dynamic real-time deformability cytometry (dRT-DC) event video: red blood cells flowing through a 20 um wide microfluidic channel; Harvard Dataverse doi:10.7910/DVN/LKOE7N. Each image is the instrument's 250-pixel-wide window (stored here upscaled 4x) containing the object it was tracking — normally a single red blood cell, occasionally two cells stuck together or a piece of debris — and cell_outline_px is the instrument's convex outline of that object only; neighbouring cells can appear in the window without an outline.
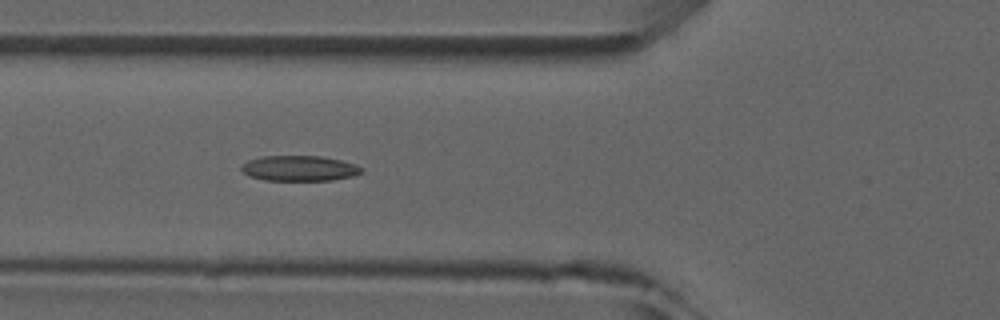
{"species": "common noctule bat (a hibernating species)", "species_latin": "Nyctalus noctula", "temperature_condition": "room temperature", "stored_images_in_passage": 8, "camera_frame_rate_fps": 3000, "um_per_image_px": 0.085, "animal": {"sex": "male", "forearm_length_mm": 52.5}, "frame": {"image": 1, "passage_image": 5, "time_ms": 5.333, "image_size_px": [1000, 320], "cell_outline_px": [[364, 172], [356, 176], [332, 180], [264, 180], [248, 176], [240, 168], [240, 164], [248, 160], [260, 156], [320, 156], [340, 160], [356, 164], [364, 168]], "centroid_in_image_um": [25.46, 14.31], "position_along_channel_um": 100.3, "area_um2": 18.03}}
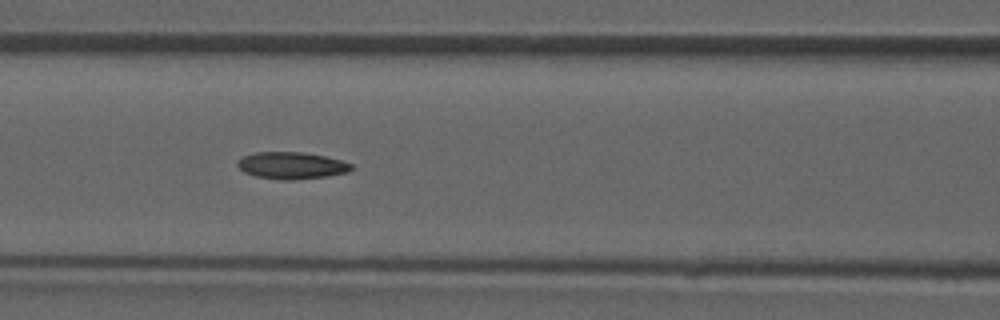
{"frame": {"image": 2, "passage_image": 6, "time_ms": 6.333, "image_size_px": [1000, 320], "cell_outline_px": [[352, 168], [348, 172], [328, 176], [292, 180], [280, 180], [256, 176], [244, 172], [236, 164], [236, 160], [244, 156], [256, 152], [304, 152], [324, 156], [340, 160], [352, 164]], "centroid_in_image_um": [24.76, 14.07], "position_along_channel_um": 141.8, "area_um2": 17.86}}